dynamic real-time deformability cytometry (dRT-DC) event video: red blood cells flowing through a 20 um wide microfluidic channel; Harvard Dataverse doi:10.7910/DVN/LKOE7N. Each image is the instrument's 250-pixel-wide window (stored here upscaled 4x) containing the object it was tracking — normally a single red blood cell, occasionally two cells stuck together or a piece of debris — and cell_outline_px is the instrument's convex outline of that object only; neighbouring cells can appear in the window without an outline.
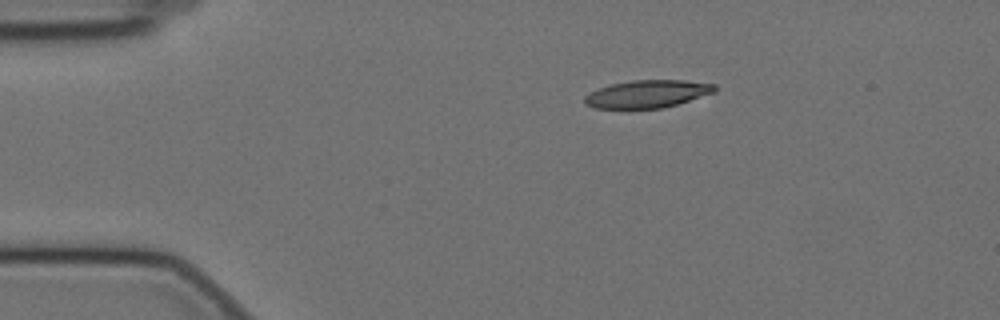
{"species": "Egyptian fruit bat (a non-hibernating species)", "species_latin": "Rousettus aegyptiacus", "temperature_condition": "cold", "stored_images_in_passage": 48, "camera_frame_rate_fps": 3000, "um_per_image_px": 0.085, "animal": {"sex": "female"}, "frame": {"image": 1, "passage_image": 1, "time_ms": 0.0, "image_size_px": [1000, 320], "cell_outline_px": [[716, 92], [676, 104], [660, 108], [596, 108], [584, 104], [584, 96], [600, 88], [612, 84], [632, 80], [684, 80], [716, 84]], "centroid_in_image_um": [55.04, 7.98], "position_along_channel_um": 30.0, "area_um2": 20.75}}
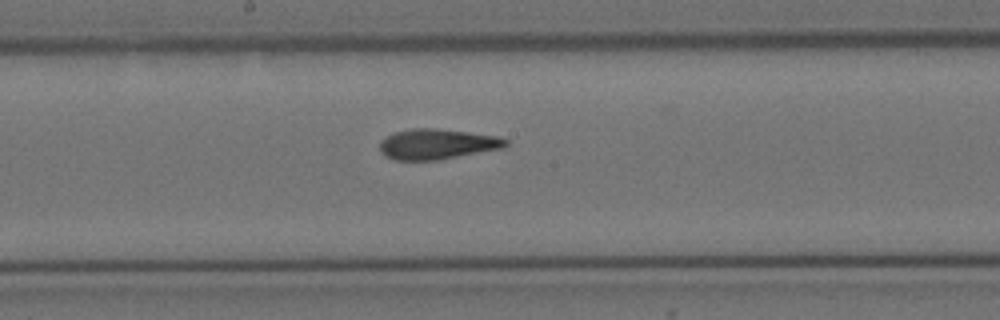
{"frame": {"image": 2, "passage_image": 21, "time_ms": 6.667, "image_size_px": [1000, 320], "cell_outline_px": [[508, 144], [504, 148], [436, 160], [396, 160], [384, 156], [380, 152], [380, 140], [396, 132], [412, 128], [436, 128], [496, 136], [508, 140]], "centroid_in_image_um": [37.13, 12.25], "position_along_channel_um": 211.1, "area_um2": 22.14}}
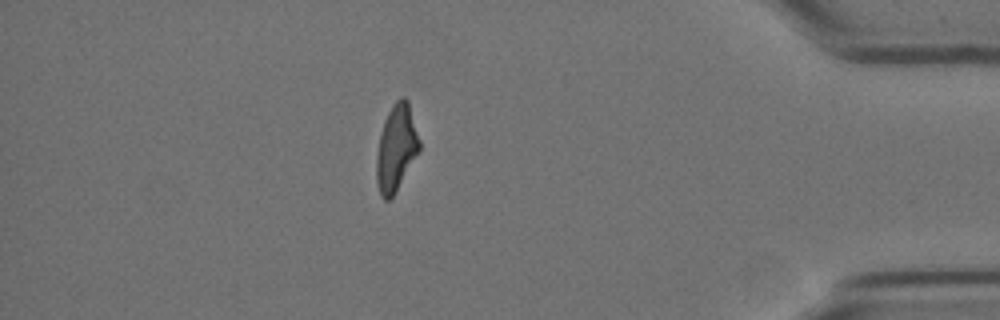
{"frame": {"image": 3, "passage_image": 41, "time_ms": 13.333, "image_size_px": [1000, 320], "cell_outline_px": [[420, 148], [392, 196], [388, 200], [384, 200], [380, 196], [376, 180], [376, 156], [380, 132], [384, 120], [392, 104], [400, 96], [404, 96], [408, 100], [420, 140]], "centroid_in_image_um": [33.65, 12.52], "position_along_channel_um": 401.5, "area_um2": 21.39}, "authors_computed_cell_mechanics": {"area_um2": 22.1085, "velocity_mm_per_s": 3.4853, "shape_relaxation_time_tau1_ms": 9.7559, "shape_relaxation_time_tau2_ms": 2.5115, "deformation_change_tau1": 0.2645, "deformation_change_tau2": 0.1073}}